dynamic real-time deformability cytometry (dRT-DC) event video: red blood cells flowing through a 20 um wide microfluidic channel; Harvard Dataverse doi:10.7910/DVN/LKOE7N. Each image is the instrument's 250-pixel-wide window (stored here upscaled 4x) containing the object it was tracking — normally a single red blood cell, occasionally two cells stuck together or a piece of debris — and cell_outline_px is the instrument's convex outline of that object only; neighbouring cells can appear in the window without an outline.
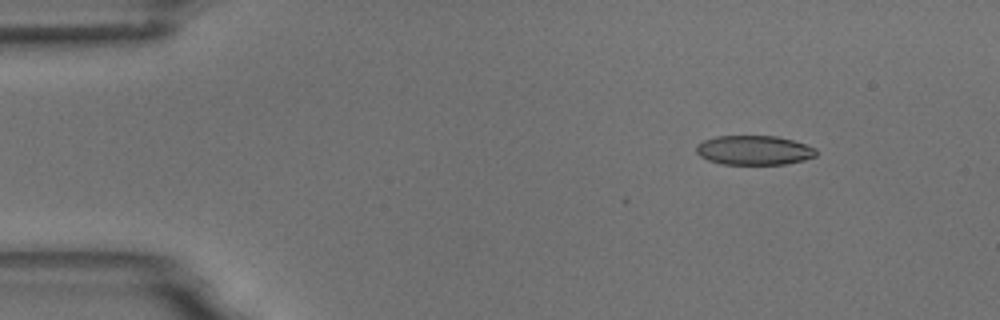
{"species": "common noctule bat (a hibernating species)", "species_latin": "Nyctalus noctula", "temperature_condition": "room temperature", "stored_images_in_passage": 8, "camera_frame_rate_fps": 3000, "um_per_image_px": 0.085, "animal": {"sex": "male", "body_mass_g": 18.8}, "frame": {"image": 1, "passage_image": 1, "time_ms": 0.0, "image_size_px": [1000, 320], "cell_outline_px": [[816, 156], [804, 160], [784, 164], [720, 164], [708, 160], [700, 156], [696, 152], [696, 144], [704, 140], [716, 136], [776, 136], [792, 140], [816, 148]], "centroid_in_image_um": [64.07, 12.77], "position_along_channel_um": 20.9, "area_um2": 20.52}}
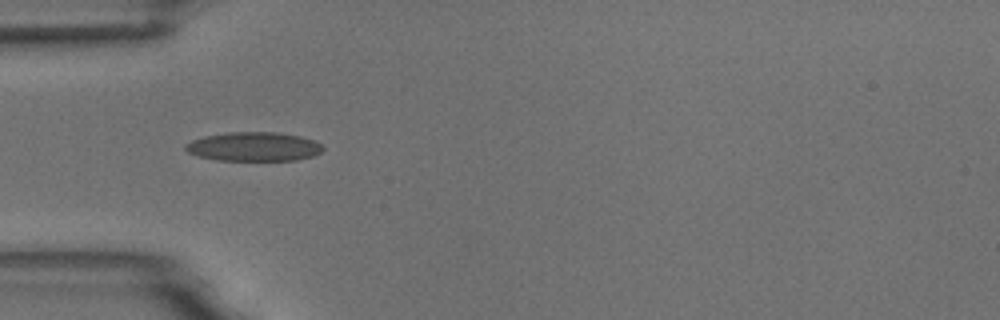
{"frame": {"image": 2, "passage_image": 4, "time_ms": 3.333, "image_size_px": [1000, 320], "cell_outline_px": [[324, 148], [320, 152], [312, 156], [296, 160], [216, 160], [200, 156], [188, 152], [184, 148], [184, 144], [192, 140], [204, 136], [228, 132], [276, 132], [300, 136], [312, 140], [320, 144]], "centroid_in_image_um": [21.54, 12.46], "position_along_channel_um": 63.5, "area_um2": 23.12}}
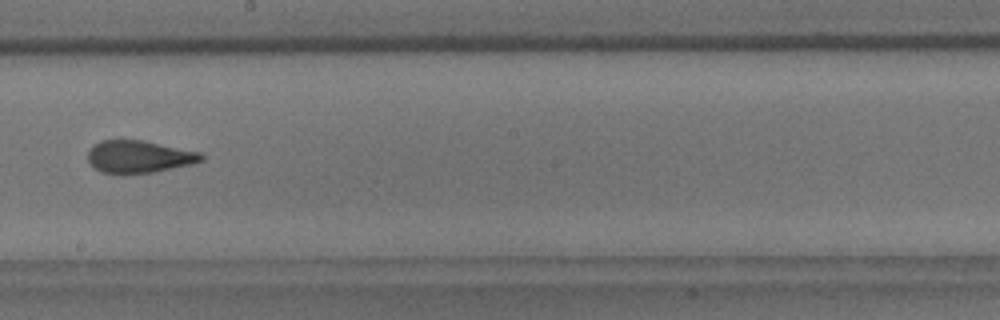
{"frame": {"image": 3, "passage_image": 8, "time_ms": 8.0, "image_size_px": [1000, 320], "cell_outline_px": [[204, 160], [192, 164], [152, 172], [124, 176], [100, 172], [88, 160], [88, 152], [92, 144], [100, 140], [144, 140], [200, 152], [204, 156]], "centroid_in_image_um": [11.79, 13.33], "position_along_channel_um": 236.4, "area_um2": 21.85}}